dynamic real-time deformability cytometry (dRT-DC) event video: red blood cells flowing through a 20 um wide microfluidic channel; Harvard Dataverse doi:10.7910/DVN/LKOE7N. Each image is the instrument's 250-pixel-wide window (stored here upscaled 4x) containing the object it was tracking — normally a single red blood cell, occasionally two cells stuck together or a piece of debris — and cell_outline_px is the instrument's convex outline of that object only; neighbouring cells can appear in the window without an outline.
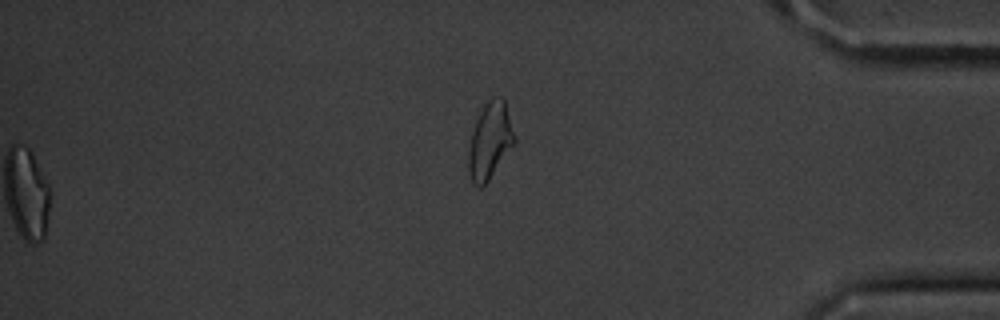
{"species": "common noctule bat (a hibernating species)", "species_latin": "Nyctalus noctula", "temperature_condition": "cold", "stored_images_in_passage": 46, "segment_of_instrument_passage": [2, 2], "camera_frame_rate_fps": 3000, "um_per_image_px": 0.085, "animal": {"sex": "male", "body_mass_g": 20.1, "forearm_length_mm": 53.5}, "frame": {"image": 1, "passage_image": 46, "time_ms": 15.0, "image_size_px": [1000, 320], "cell_outline_px": [[516, 144], [488, 180], [480, 188], [476, 188], [468, 172], [468, 148], [472, 132], [476, 120], [484, 104], [492, 96], [500, 96], [504, 100], [516, 136]], "centroid_in_image_um": [41.66, 11.97], "position_along_channel_um": 393.5, "area_um2": 20.69}}